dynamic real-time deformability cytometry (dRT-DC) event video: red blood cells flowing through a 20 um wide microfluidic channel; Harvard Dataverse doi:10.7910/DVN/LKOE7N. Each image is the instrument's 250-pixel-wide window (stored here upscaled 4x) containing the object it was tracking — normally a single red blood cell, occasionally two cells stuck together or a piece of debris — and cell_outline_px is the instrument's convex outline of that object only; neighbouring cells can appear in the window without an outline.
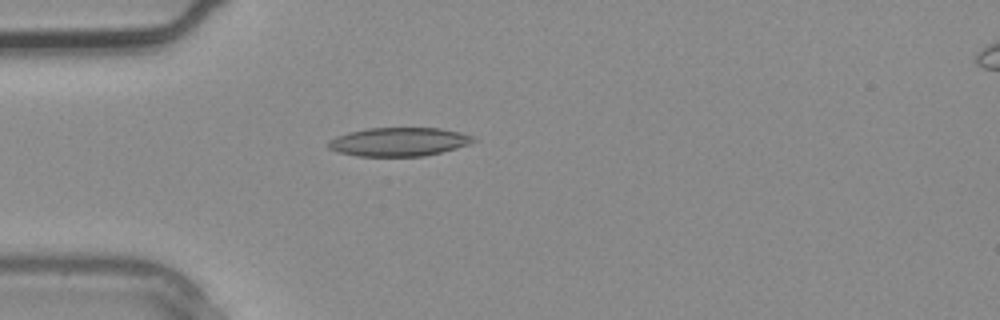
{"species": "common noctule bat (a hibernating species)", "species_latin": "Nyctalus noctula", "temperature_condition": "warm", "stored_images_in_passage": 2, "camera_frame_rate_fps": 3000, "um_per_image_px": 0.085, "animal": {"sex": "male", "body_mass_g": 20.4}, "frame": {"image": 1, "passage_image": 2, "time_ms": 0.333, "image_size_px": [1000, 320], "cell_outline_px": [[480, 140], [456, 148], [424, 156], [356, 156], [340, 152], [328, 148], [328, 140], [336, 136], [348, 132], [368, 128], [440, 128], [460, 132], [476, 136]], "centroid_in_image_um": [33.94, 12.05], "position_along_channel_um": 51.1, "area_um2": 24.33}}